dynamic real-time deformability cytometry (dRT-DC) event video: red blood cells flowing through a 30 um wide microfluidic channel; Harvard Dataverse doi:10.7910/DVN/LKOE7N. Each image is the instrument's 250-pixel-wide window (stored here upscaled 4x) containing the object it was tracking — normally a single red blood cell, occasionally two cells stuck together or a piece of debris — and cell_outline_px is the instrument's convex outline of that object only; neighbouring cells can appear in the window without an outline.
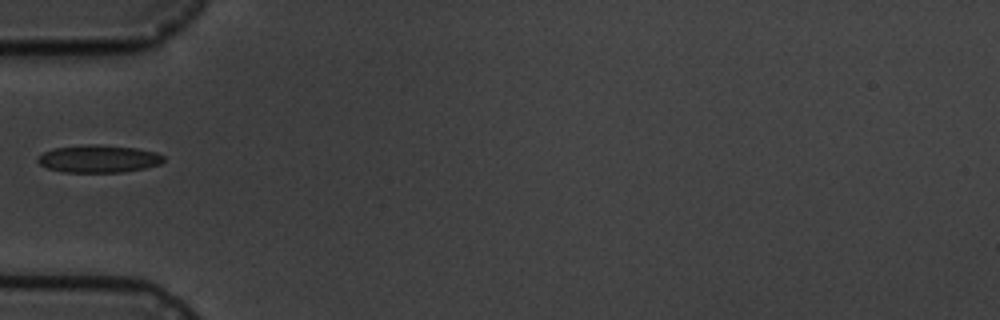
{"species": "common noctule bat (a hibernating species)", "species_latin": "Nyctalus noctula", "temperature_condition": "cold", "stored_images_in_passage": 5, "camera_frame_rate_fps": 3000, "um_per_image_px": 0.085, "animal": {"sex": "male", "body_mass_g": 19.5, "forearm_length_mm": 54.6}, "frame": {"image": 1, "passage_image": 5, "time_ms": 5.333, "image_size_px": [1000, 320], "cell_outline_px": [[164, 160], [160, 164], [144, 168], [124, 172], [64, 172], [48, 168], [40, 164], [36, 160], [44, 152], [52, 148], [88, 144], [96, 144], [136, 148], [156, 152], [164, 156]], "centroid_in_image_um": [8.39, 13.49], "position_along_channel_um": 76.6, "area_um2": 20.17}}